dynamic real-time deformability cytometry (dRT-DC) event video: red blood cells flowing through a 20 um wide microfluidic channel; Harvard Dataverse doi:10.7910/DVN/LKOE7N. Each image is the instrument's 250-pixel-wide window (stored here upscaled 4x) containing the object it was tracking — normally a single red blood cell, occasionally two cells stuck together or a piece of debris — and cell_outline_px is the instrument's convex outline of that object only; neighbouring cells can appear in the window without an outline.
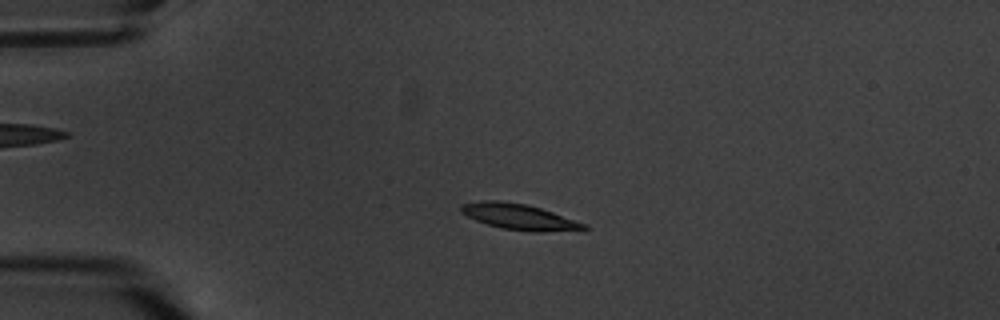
{"species": "common noctule bat (a hibernating species)", "species_latin": "Nyctalus noctula", "temperature_condition": "warm", "stored_images_in_passage": 5, "camera_frame_rate_fps": 3000, "um_per_image_px": 0.085, "animal": {"sex": "male", "body_mass_g": 20.1, "forearm_length_mm": 53.5}, "frame": {"image": 1, "passage_image": 4, "time_ms": 3.333, "image_size_px": [1000, 320], "cell_outline_px": [[588, 228], [540, 232], [536, 232], [500, 228], [476, 220], [460, 212], [460, 204], [480, 200], [500, 200], [528, 204], [588, 224]], "centroid_in_image_um": [44.08, 18.4], "position_along_channel_um": 40.9, "area_um2": 18.38}}